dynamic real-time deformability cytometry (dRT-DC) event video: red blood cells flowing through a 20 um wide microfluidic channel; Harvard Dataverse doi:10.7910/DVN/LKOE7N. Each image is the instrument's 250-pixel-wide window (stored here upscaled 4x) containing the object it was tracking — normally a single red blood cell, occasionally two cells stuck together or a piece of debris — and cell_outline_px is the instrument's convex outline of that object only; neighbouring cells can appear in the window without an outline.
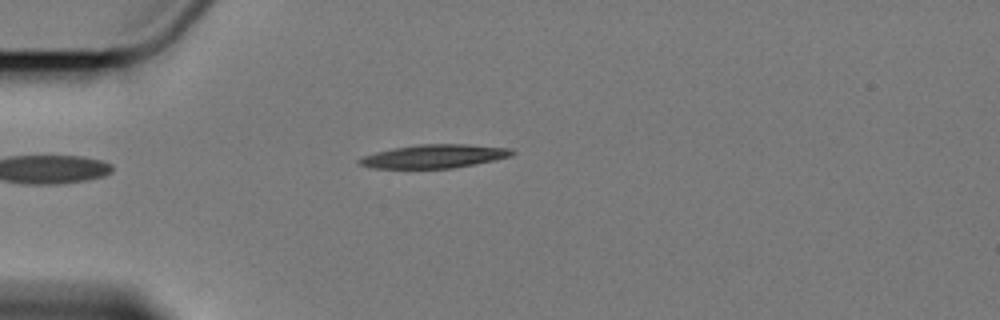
{"species": "Egyptian fruit bat (a non-hibernating species)", "species_latin": "Rousettus aegyptiacus", "temperature_condition": "cold", "stored_images_in_passage": 7, "camera_frame_rate_fps": 3000, "um_per_image_px": 0.085, "animal": {"sex": "female"}, "frame": {"image": 1, "passage_image": 1, "time_ms": 0.0, "image_size_px": [1000, 320], "cell_outline_px": [[516, 152], [512, 156], [496, 160], [476, 164], [452, 168], [372, 168], [360, 164], [356, 160], [364, 156], [376, 152], [396, 148], [420, 144], [468, 144], [512, 148]], "centroid_in_image_um": [36.99, 13.28], "position_along_channel_um": 48.0, "area_um2": 20.92}}
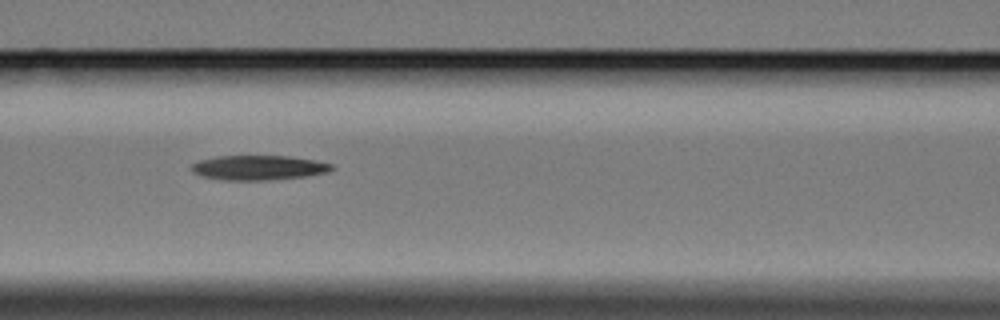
{"frame": {"image": 2, "passage_image": 4, "time_ms": 3.333, "image_size_px": [1000, 320], "cell_outline_px": [[336, 168], [328, 172], [308, 176], [268, 180], [224, 180], [204, 176], [192, 172], [192, 164], [200, 160], [216, 156], [288, 156], [316, 160], [332, 164]], "centroid_in_image_um": [22.03, 14.25], "position_along_channel_um": 144.6, "area_um2": 20.17}}
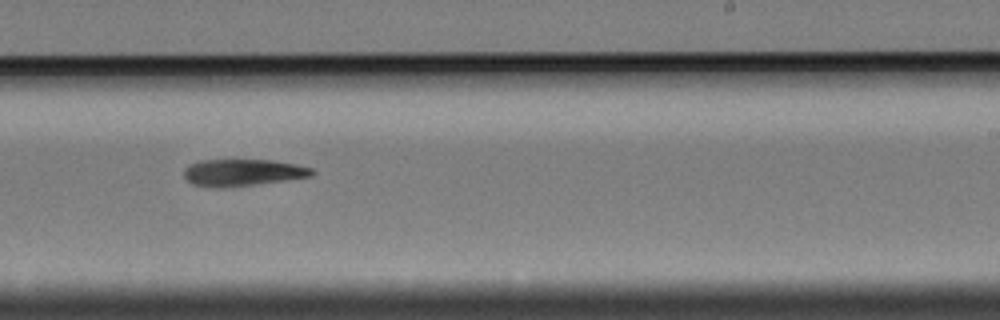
{"frame": {"image": 3, "passage_image": 7, "time_ms": 7.0, "image_size_px": [1000, 320], "cell_outline_px": [[316, 172], [312, 176], [284, 180], [224, 188], [212, 188], [192, 184], [184, 176], [184, 168], [200, 160], [272, 160], [296, 164], [312, 168]], "centroid_in_image_um": [20.62, 14.67], "position_along_channel_um": 268.4, "area_um2": 20.0}}